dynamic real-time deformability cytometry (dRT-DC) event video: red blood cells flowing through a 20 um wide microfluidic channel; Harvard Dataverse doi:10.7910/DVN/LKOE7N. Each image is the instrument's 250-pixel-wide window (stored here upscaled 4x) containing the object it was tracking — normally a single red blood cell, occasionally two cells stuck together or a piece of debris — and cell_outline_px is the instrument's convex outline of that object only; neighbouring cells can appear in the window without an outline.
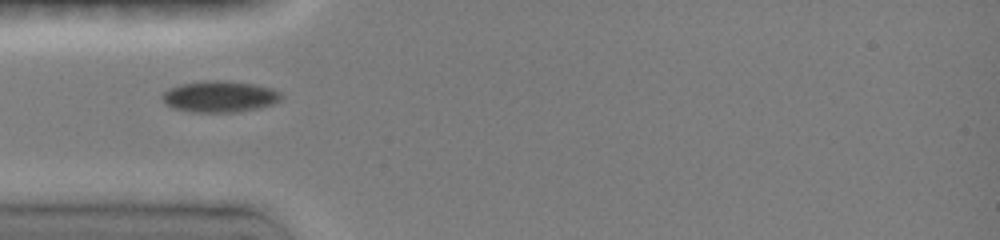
{"species": "common noctule bat (a hibernating species)", "species_latin": "Nyctalus noctula", "temperature_condition": "room temperature", "stored_images_in_passage": 24, "camera_frame_rate_fps": 3000, "um_per_image_px": 0.085, "animal": {"sex": "female", "body_mass_g": 19.0, "forearm_length_mm": 51.5}, "frame": {"image": 1, "passage_image": 1, "time_ms": 0.0, "image_size_px": [1000, 240], "cell_outline_px": [[280, 100], [272, 104], [260, 108], [240, 112], [192, 112], [172, 108], [164, 100], [164, 92], [172, 88], [184, 84], [216, 80], [252, 84], [272, 88], [280, 92]], "centroid_in_image_um": [18.73, 8.23], "position_along_channel_um": 66.3, "area_um2": 21.15}}
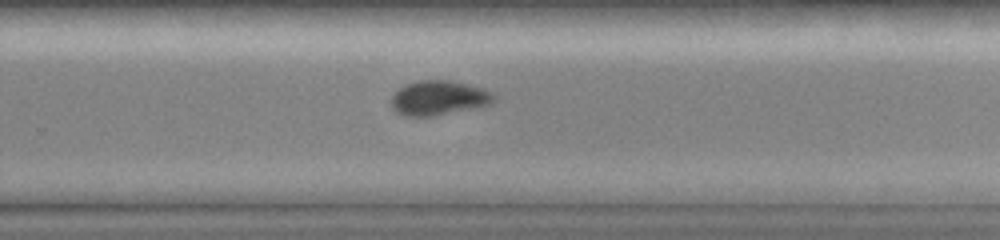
{"frame": {"image": 2, "passage_image": 12, "time_ms": 5.667, "image_size_px": [1000, 240], "cell_outline_px": [[496, 100], [492, 104], [476, 108], [432, 116], [404, 116], [396, 112], [392, 108], [392, 96], [400, 88], [408, 84], [420, 80], [452, 80], [484, 88], [492, 92], [496, 96]], "centroid_in_image_um": [37.35, 8.33], "position_along_channel_um": 292.4, "area_um2": 20.81}}
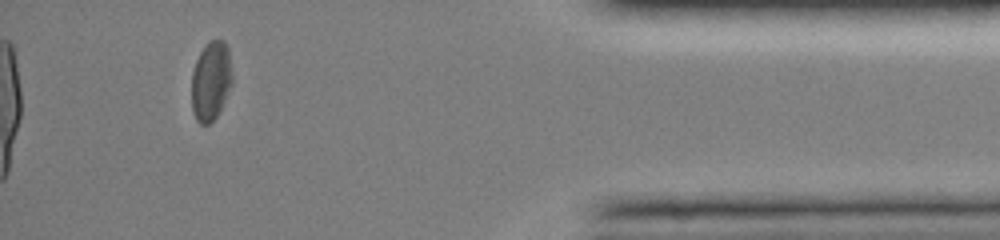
{"frame": {"image": 3, "passage_image": 21, "time_ms": 9.667, "image_size_px": [1000, 240], "cell_outline_px": [[232, 84], [216, 116], [208, 124], [200, 124], [196, 120], [192, 112], [192, 72], [196, 60], [200, 52], [212, 40], [224, 40], [228, 48], [232, 72]], "centroid_in_image_um": [17.92, 6.88], "position_along_channel_um": 417.3, "area_um2": 18.55}}